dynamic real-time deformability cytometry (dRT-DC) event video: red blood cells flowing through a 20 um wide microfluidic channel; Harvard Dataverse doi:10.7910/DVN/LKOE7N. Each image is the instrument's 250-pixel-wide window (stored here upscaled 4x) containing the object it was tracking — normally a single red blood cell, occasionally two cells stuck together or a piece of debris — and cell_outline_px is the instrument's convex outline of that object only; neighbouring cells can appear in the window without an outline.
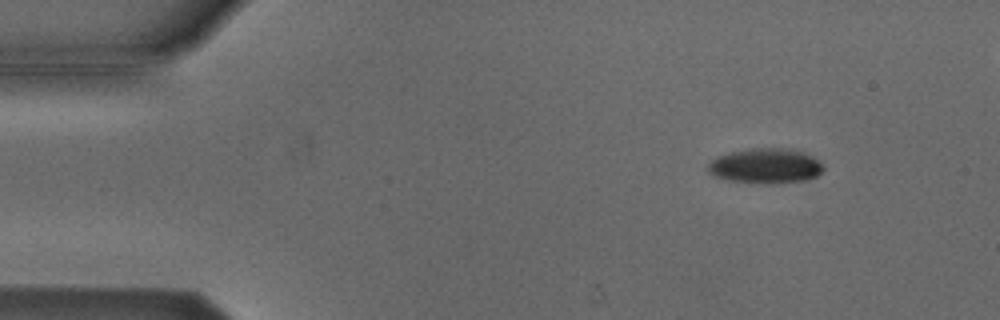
{"species": "Egyptian fruit bat (a non-hibernating species)", "species_latin": "Rousettus aegyptiacus", "temperature_condition": "cold", "stored_images_in_passage": 6, "camera_frame_rate_fps": 3000, "um_per_image_px": 0.085, "animal": {"sex": "male"}, "frame": {"image": 1, "passage_image": 2, "time_ms": 0.333, "image_size_px": [1000, 320], "cell_outline_px": [[824, 168], [816, 176], [804, 180], [768, 184], [728, 180], [712, 176], [708, 172], [708, 164], [712, 160], [728, 152], [748, 148], [792, 148], [804, 152], [812, 156], [824, 164]], "centroid_in_image_um": [65.07, 14.09], "position_along_channel_um": 19.9, "area_um2": 23.7}}
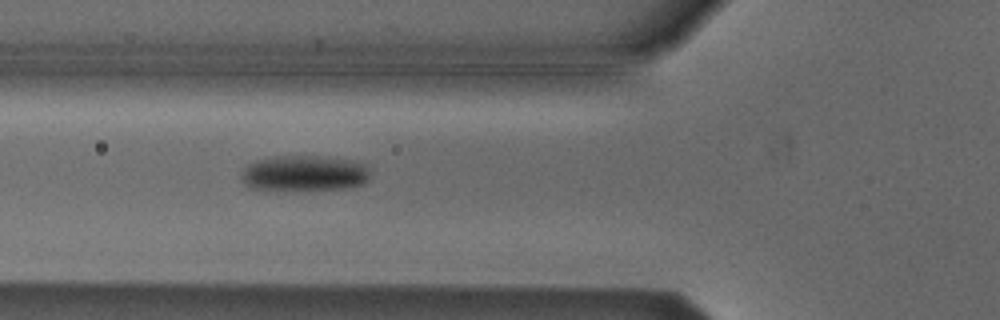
{"frame": {"image": 2, "passage_image": 6, "time_ms": 1.667, "image_size_px": [1000, 320], "cell_outline_px": [[368, 180], [364, 184], [348, 188], [260, 192], [248, 188], [244, 184], [240, 176], [244, 168], [248, 164], [256, 160], [276, 156], [312, 156], [348, 160], [364, 164], [368, 168]], "centroid_in_image_um": [25.75, 14.78], "position_along_channel_um": 100.0, "area_um2": 27.46}}